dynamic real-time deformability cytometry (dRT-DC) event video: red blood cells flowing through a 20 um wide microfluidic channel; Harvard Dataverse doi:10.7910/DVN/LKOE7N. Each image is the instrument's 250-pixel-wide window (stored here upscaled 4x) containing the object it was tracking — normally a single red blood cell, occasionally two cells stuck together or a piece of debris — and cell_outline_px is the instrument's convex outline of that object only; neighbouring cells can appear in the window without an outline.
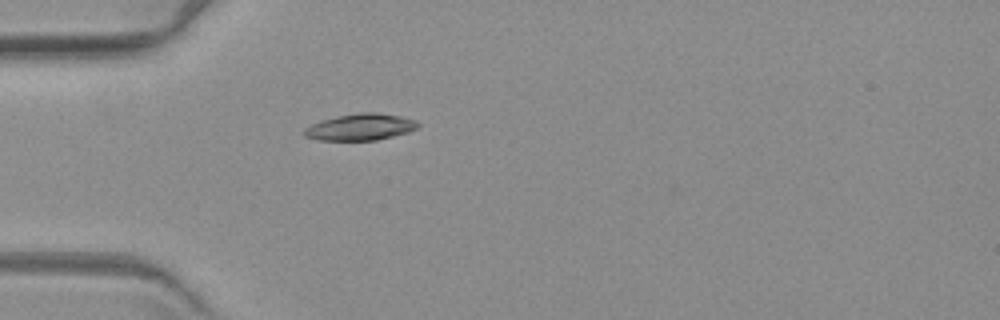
{"species": "common noctule bat (a hibernating species)", "species_latin": "Nyctalus noctula", "temperature_condition": "warm", "stored_images_in_passage": 5, "camera_frame_rate_fps": 3000, "um_per_image_px": 0.085, "animal": {"sex": "female", "body_mass_g": 19.3, "forearm_length_mm": 54.1}, "frame": {"image": 1, "passage_image": 5, "time_ms": 5.0, "image_size_px": [1000, 320], "cell_outline_px": [[420, 124], [416, 128], [408, 132], [376, 140], [320, 140], [304, 136], [300, 132], [304, 128], [320, 120], [336, 116], [360, 112], [376, 112], [400, 116], [416, 120]], "centroid_in_image_um": [30.59, 10.79], "position_along_channel_um": 54.4, "area_um2": 17.69}}